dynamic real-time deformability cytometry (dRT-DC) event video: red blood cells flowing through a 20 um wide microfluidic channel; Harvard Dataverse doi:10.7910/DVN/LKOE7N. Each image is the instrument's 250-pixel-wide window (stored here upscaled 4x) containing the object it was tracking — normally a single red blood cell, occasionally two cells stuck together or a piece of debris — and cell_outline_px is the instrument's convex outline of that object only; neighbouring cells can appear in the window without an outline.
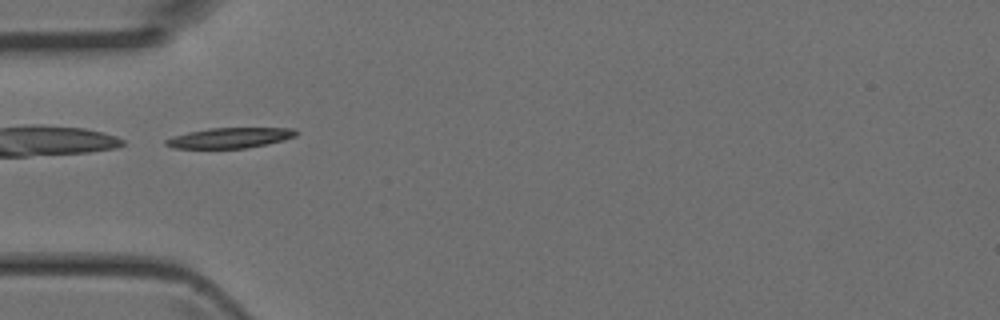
{"species": "Egyptian fruit bat (a non-hibernating species)", "species_latin": "Rousettus aegyptiacus", "temperature_condition": "room temperature", "stored_images_in_passage": 5, "camera_frame_rate_fps": 3000, "um_per_image_px": 0.085, "animal": {"sex": "female"}, "frame": {"image": 1, "passage_image": 5, "time_ms": 1.333, "image_size_px": [1000, 320], "cell_outline_px": [[300, 132], [296, 136], [284, 140], [268, 144], [244, 148], [172, 148], [164, 144], [164, 140], [172, 136], [188, 132], [208, 128], [296, 128]], "centroid_in_image_um": [19.56, 11.71], "position_along_channel_um": 65.4, "area_um2": 15.61}}